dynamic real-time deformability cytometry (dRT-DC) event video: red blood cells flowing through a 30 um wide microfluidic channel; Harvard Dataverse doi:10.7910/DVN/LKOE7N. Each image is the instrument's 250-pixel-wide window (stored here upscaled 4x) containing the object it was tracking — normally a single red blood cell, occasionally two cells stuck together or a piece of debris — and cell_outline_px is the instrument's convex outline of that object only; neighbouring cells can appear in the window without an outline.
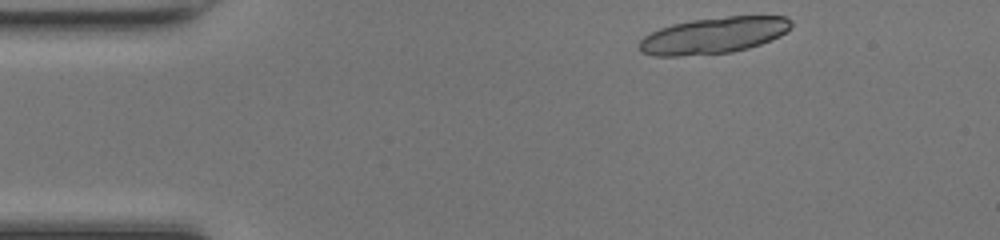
{"species": "common noctule bat (a hibernating species)", "species_latin": "Nyctalus noctula", "temperature_condition": "room temperature", "stored_images_in_passage": 10, "camera_frame_rate_fps": 3000, "um_per_image_px": 0.085, "animal": {"sex": "female", "body_mass_g": 17.0, "forearm_length_mm": 48.0}, "frame": {"image": 1, "passage_image": 1, "time_ms": 0.0, "image_size_px": [1000, 240], "cell_outline_px": [[792, 24], [780, 36], [760, 44], [748, 48], [732, 52], [680, 56], [652, 56], [640, 52], [640, 40], [644, 36], [660, 28], [672, 24], [692, 20], [728, 16], [784, 16], [792, 20]], "centroid_in_image_um": [60.64, 3.01], "position_along_channel_um": 24.4, "area_um2": 32.02}}